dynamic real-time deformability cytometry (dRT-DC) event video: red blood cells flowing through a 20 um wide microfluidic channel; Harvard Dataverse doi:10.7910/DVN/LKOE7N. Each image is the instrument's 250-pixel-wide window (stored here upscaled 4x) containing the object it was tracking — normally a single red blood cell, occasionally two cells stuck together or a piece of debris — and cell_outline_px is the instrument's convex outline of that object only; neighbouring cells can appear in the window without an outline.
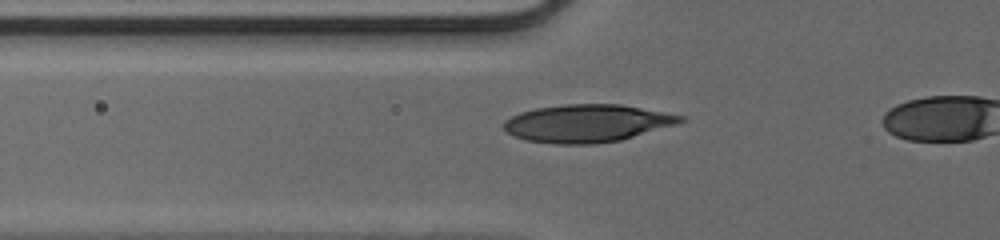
{"species": "human", "species_latin": "Homo sapiens", "temperature_condition": "cold", "stored_images_in_passage": 38, "camera_frame_rate_fps": 3000, "um_per_image_px": 0.085, "donor": {"sex": "male"}, "frame": {"image": 1, "passage_image": 13, "time_ms": 4.0, "image_size_px": [1000, 240], "cell_outline_px": [[688, 120], [676, 124], [620, 140], [596, 144], [552, 144], [524, 140], [508, 132], [504, 128], [504, 120], [520, 112], [536, 108], [564, 104], [620, 104], [684, 116]], "centroid_in_image_um": [49.89, 10.48], "position_along_channel_um": 75.9, "area_um2": 38.67}}
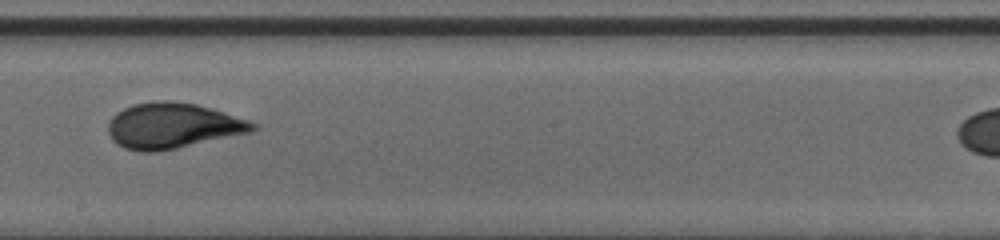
{"frame": {"image": 2, "passage_image": 24, "time_ms": 7.667, "image_size_px": [1000, 240], "cell_outline_px": [[260, 128], [252, 132], [176, 148], [156, 152], [140, 152], [124, 148], [116, 144], [112, 140], [108, 132], [108, 120], [116, 112], [132, 104], [156, 100], [172, 100], [196, 104], [224, 112], [260, 124]], "centroid_in_image_um": [14.67, 10.68], "position_along_channel_um": 233.5, "area_um2": 38.78}}
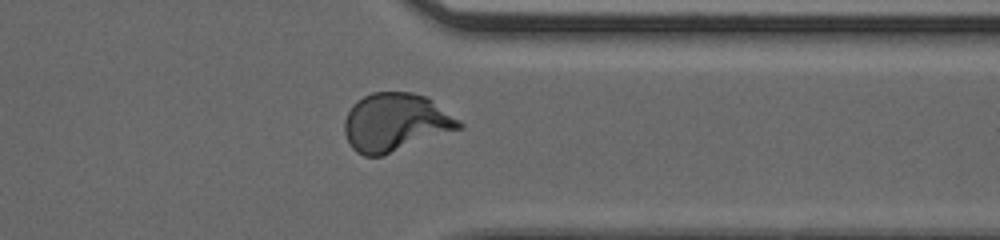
{"frame": {"image": 3, "passage_image": 34, "time_ms": 11.0, "image_size_px": [1000, 240], "cell_outline_px": [[464, 128], [380, 156], [364, 156], [356, 152], [352, 148], [344, 132], [344, 120], [352, 104], [356, 100], [372, 92], [412, 92], [428, 96], [460, 120], [464, 124]], "centroid_in_image_um": [33.64, 10.38], "position_along_channel_um": 377.8, "area_um2": 39.07}}